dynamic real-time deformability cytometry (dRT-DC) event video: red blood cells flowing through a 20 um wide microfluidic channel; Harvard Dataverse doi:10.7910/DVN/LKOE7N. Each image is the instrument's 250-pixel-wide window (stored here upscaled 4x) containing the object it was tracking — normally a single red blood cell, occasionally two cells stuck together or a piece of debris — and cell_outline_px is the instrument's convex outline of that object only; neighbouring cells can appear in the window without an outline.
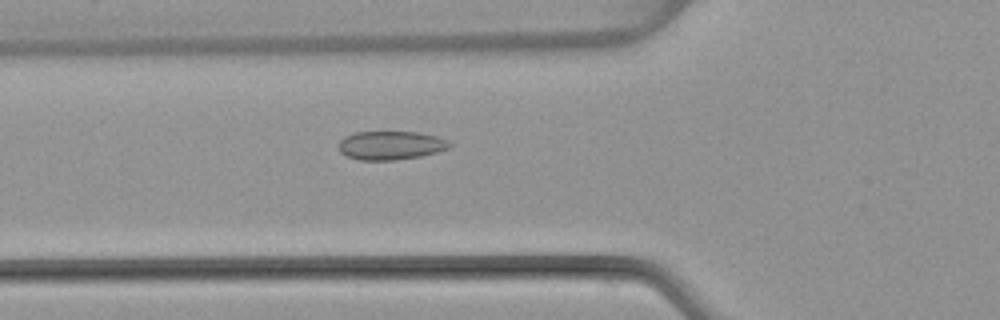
{"species": "common noctule bat (a hibernating species)", "species_latin": "Nyctalus noctula", "temperature_condition": "warm", "stored_images_in_passage": 50, "camera_frame_rate_fps": 3000, "um_per_image_px": 0.085, "animal": {"sex": "female", "body_mass_g": 22.7, "forearm_length_mm": 54.2}, "frame": {"image": 1, "passage_image": 18, "time_ms": 5.667, "image_size_px": [1000, 320], "cell_outline_px": [[452, 144], [448, 148], [436, 152], [420, 156], [392, 160], [360, 160], [348, 156], [340, 152], [340, 140], [344, 136], [356, 132], [420, 132], [436, 136], [448, 140]], "centroid_in_image_um": [33.22, 12.35], "position_along_channel_um": 92.6, "area_um2": 18.38}}
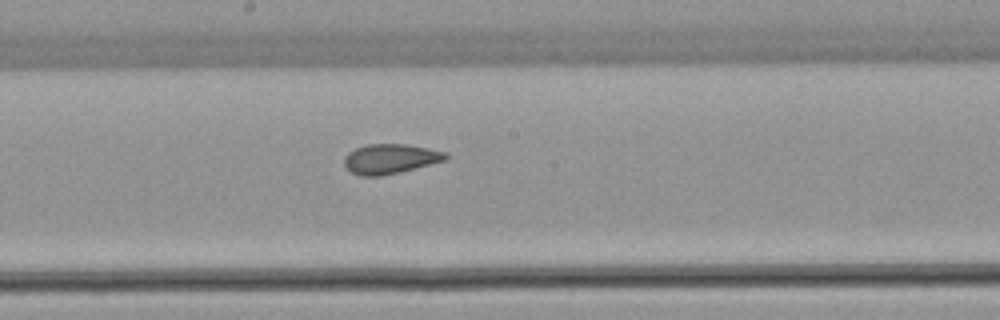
{"frame": {"image": 2, "passage_image": 27, "time_ms": 8.667, "image_size_px": [1000, 320], "cell_outline_px": [[448, 160], [400, 172], [380, 176], [360, 176], [352, 172], [344, 164], [344, 156], [348, 152], [356, 148], [368, 144], [408, 144], [428, 148], [444, 152], [448, 156]], "centroid_in_image_um": [33.18, 13.5], "position_along_channel_um": 215.0, "area_um2": 17.63}}
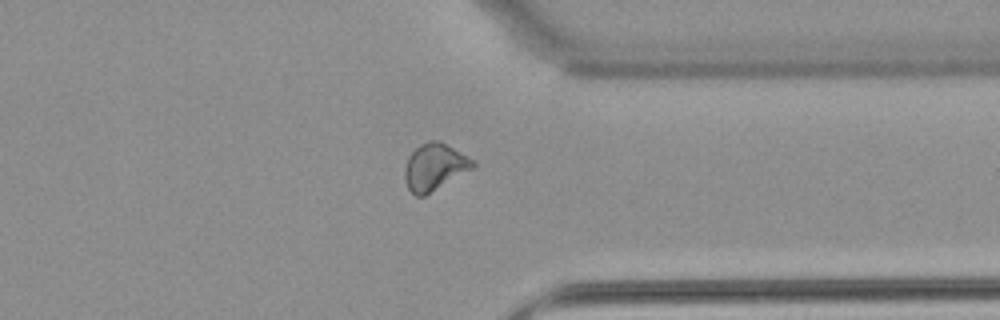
{"frame": {"image": 3, "passage_image": 39, "time_ms": 12.667, "image_size_px": [1000, 320], "cell_outline_px": [[476, 168], [424, 196], [416, 196], [408, 188], [404, 176], [404, 168], [408, 156], [420, 144], [428, 140], [440, 140], [476, 160]], "centroid_in_image_um": [36.99, 14.17], "position_along_channel_um": 374.4, "area_um2": 19.02}, "authors_computed_cell_mechanics": {"area_um2": 18.6694, "velocity_mm_per_s": 4.0704, "shape_relaxation_time_tau1_ms": null, "shape_relaxation_time_tau2_ms": 1.1449, "deformation_change_tau1": null, "deformation_change_tau2": 0.0556}}